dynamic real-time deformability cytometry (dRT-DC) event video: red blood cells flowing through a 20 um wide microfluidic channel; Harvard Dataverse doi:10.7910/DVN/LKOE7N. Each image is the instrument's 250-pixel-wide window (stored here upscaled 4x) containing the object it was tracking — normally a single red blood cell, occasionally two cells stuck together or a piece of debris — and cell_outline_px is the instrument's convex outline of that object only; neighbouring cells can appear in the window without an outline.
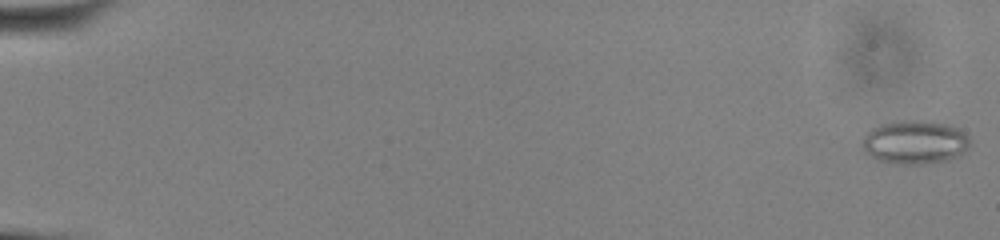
{"species": "common noctule bat (a hibernating species)", "species_latin": "Nyctalus noctula", "temperature_condition": "cold", "stored_images_in_passage": 54, "camera_frame_rate_fps": 3000, "um_per_image_px": 0.085, "animal": {"sex": "male", "body_mass_g": 13.0, "forearm_length_mm": 53.1}, "frame": {"image": 1, "passage_image": 1, "time_ms": 0.0, "image_size_px": [1000, 240], "cell_outline_px": [[972, 144], [960, 156], [948, 160], [920, 164], [896, 164], [876, 160], [864, 152], [864, 132], [880, 124], [900, 120], [932, 120], [948, 124], [964, 132], [968, 136]], "centroid_in_image_um": [77.78, 12.08], "position_along_channel_um": 7.2, "area_um2": 27.86}}
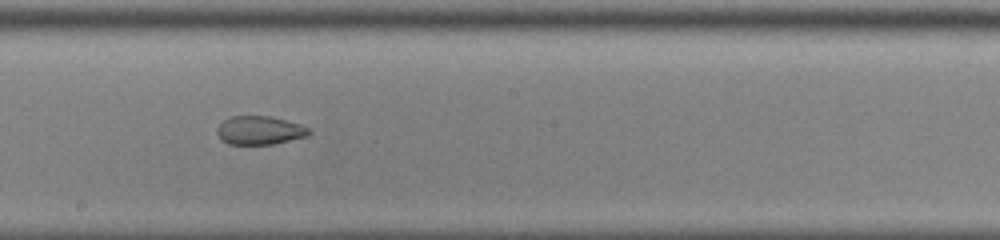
{"frame": {"image": 2, "passage_image": 32, "time_ms": 10.333, "image_size_px": [1000, 240], "cell_outline_px": [[312, 132], [308, 136], [272, 144], [228, 144], [220, 140], [216, 132], [216, 128], [224, 120], [232, 116], [272, 116], [300, 124], [308, 128]], "centroid_in_image_um": [22.05, 11.08], "position_along_channel_um": 226.1, "area_um2": 15.37}}
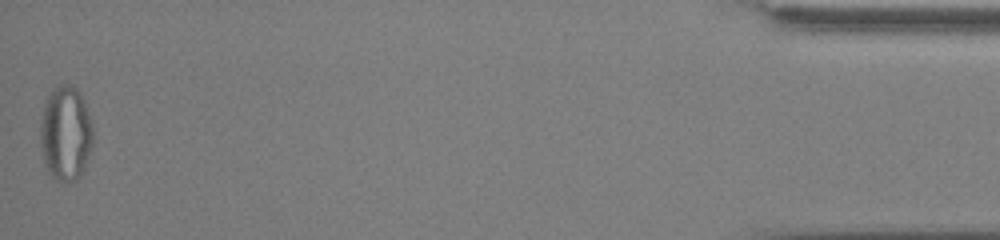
{"frame": {"image": 3, "passage_image": 54, "time_ms": 17.667, "image_size_px": [1000, 240], "cell_outline_px": [[92, 144], [84, 168], [80, 176], [76, 180], [56, 180], [48, 172], [44, 160], [40, 144], [40, 124], [44, 104], [48, 96], [60, 84], [72, 84], [80, 92], [84, 100], [92, 124]], "centroid_in_image_um": [5.58, 11.32], "position_along_channel_um": 429.6, "area_um2": 28.9}, "authors_computed_cell_mechanics": {"area_um2": 22.6576, "velocity_mm_per_s": 3.9136, "shape_relaxation_time_tau1_ms": null, "shape_relaxation_time_tau2_ms": 1.6873, "deformation_change_tau1": null, "deformation_change_tau2": 0.0708}}